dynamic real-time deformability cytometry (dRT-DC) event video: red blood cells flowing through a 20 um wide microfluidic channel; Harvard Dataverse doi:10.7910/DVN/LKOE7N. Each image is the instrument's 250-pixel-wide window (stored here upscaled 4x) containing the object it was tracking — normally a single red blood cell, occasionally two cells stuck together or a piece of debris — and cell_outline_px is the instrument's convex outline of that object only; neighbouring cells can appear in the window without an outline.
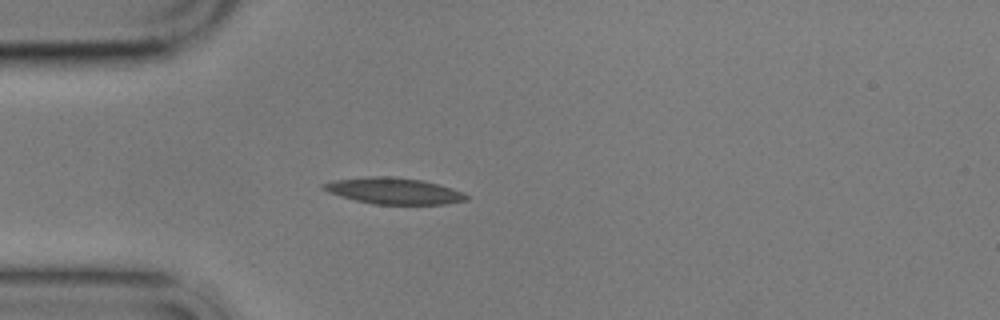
{"species": "common noctule bat (a hibernating species)", "species_latin": "Nyctalus noctula", "temperature_condition": "cold", "stored_images_in_passage": 4, "camera_frame_rate_fps": 3000, "um_per_image_px": 0.085, "animal": {"sex": "male", "body_mass_g": 17.9}, "frame": {"image": 1, "passage_image": 4, "time_ms": 4.0, "image_size_px": [1000, 320], "cell_outline_px": [[468, 200], [444, 204], [372, 204], [340, 196], [328, 192], [320, 188], [320, 184], [332, 180], [368, 176], [388, 176], [420, 180], [452, 188], [468, 196]], "centroid_in_image_um": [33.39, 16.22], "position_along_channel_um": 51.6, "area_um2": 21.79}}